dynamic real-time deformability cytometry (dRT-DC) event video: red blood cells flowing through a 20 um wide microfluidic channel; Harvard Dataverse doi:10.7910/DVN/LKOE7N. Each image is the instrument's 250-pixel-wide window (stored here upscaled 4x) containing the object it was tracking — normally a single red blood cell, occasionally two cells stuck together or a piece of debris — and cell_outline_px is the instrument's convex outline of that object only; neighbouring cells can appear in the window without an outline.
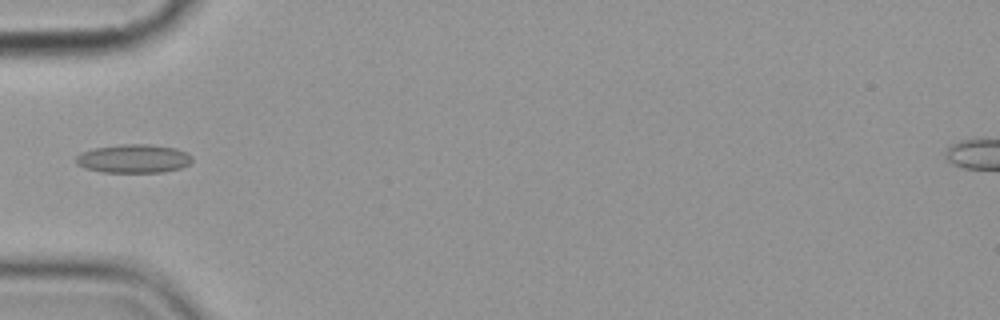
{"species": "common noctule bat (a hibernating species)", "species_latin": "Nyctalus noctula", "temperature_condition": "cold", "stored_images_in_passage": 5, "camera_frame_rate_fps": 3000, "um_per_image_px": 0.085, "animal": {"sex": "female", "body_mass_g": 19.9}, "frame": {"image": 1, "passage_image": 5, "time_ms": 4.667, "image_size_px": [1000, 320], "cell_outline_px": [[192, 160], [188, 164], [180, 168], [164, 172], [100, 172], [84, 168], [76, 164], [76, 156], [80, 152], [92, 148], [120, 144], [148, 144], [176, 148], [188, 152], [192, 156]], "centroid_in_image_um": [11.33, 13.48], "position_along_channel_um": 73.7, "area_um2": 19.59}}